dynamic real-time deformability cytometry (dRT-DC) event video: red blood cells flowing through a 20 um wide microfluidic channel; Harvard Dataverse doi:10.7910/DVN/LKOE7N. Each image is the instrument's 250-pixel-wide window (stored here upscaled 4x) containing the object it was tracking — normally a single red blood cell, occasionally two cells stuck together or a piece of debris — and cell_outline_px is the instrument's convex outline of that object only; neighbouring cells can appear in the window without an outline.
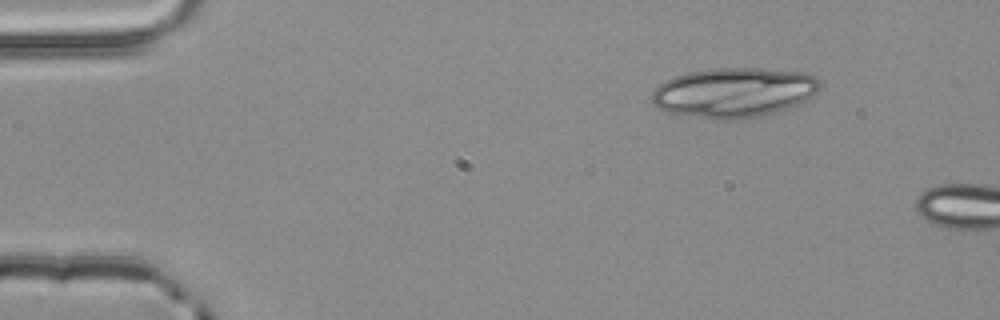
{"species": "common noctule bat (a hibernating species)", "species_latin": "Nyctalus noctula", "temperature_condition": "room temperature", "stored_images_in_passage": 2, "camera_frame_rate_fps": 3000, "um_per_image_px": 0.085, "animal": {"sex": "male", "body_mass_g": 20.4}, "frame": {"image": 1, "passage_image": 2, "time_ms": 0.333, "image_size_px": [1000, 320], "cell_outline_px": [[820, 88], [816, 96], [776, 112], [760, 116], [740, 120], [712, 120], [688, 116], [668, 112], [660, 108], [652, 100], [652, 92], [660, 84], [676, 76], [688, 72], [708, 68], [760, 68], [804, 72], [816, 76], [820, 80]], "centroid_in_image_um": [62.43, 7.87], "position_along_channel_um": 22.6, "area_um2": 49.19}}